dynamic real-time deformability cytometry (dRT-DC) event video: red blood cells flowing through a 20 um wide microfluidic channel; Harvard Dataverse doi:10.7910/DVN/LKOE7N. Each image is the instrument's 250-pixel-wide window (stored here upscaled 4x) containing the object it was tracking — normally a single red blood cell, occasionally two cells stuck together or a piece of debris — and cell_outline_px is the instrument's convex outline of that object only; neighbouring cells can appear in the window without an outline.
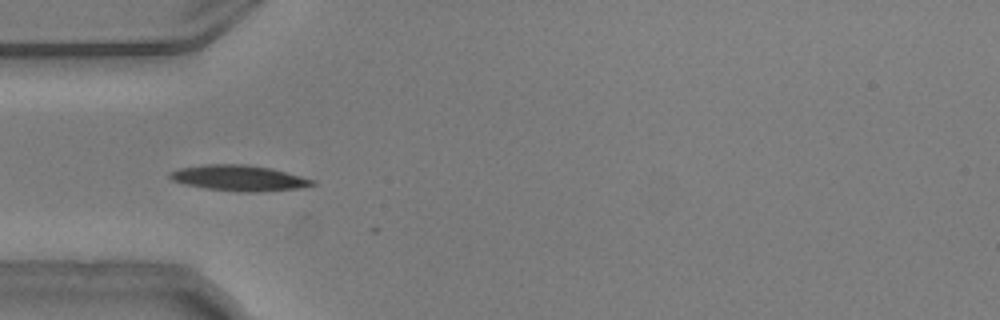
{"species": "common noctule bat (a hibernating species)", "species_latin": "Nyctalus noctula", "temperature_condition": "warm", "stored_images_in_passage": 7, "camera_frame_rate_fps": 3000, "um_per_image_px": 0.085, "animal": {"sex": "male", "body_mass_g": 20.5, "forearm_length_mm": 52.5}, "frame": {"image": 1, "passage_image": 1, "time_ms": 0.0, "image_size_px": [1000, 320], "cell_outline_px": [[316, 184], [300, 188], [256, 192], [240, 192], [204, 188], [184, 184], [172, 180], [168, 176], [168, 172], [180, 168], [204, 164], [244, 164], [272, 168], [316, 180]], "centroid_in_image_um": [20.31, 15.13], "position_along_channel_um": 64.7, "area_um2": 21.5}}